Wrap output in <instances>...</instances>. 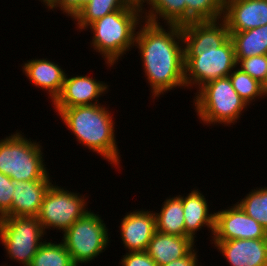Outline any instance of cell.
Listing matches in <instances>:
<instances>
[{"label": "cell", "instance_id": "6da1fadb", "mask_svg": "<svg viewBox=\"0 0 267 266\" xmlns=\"http://www.w3.org/2000/svg\"><path fill=\"white\" fill-rule=\"evenodd\" d=\"M181 30L187 88L195 86L198 90L211 80L229 76L237 67L234 46L223 19L193 21L182 25Z\"/></svg>", "mask_w": 267, "mask_h": 266}, {"label": "cell", "instance_id": "7a4b0ae2", "mask_svg": "<svg viewBox=\"0 0 267 266\" xmlns=\"http://www.w3.org/2000/svg\"><path fill=\"white\" fill-rule=\"evenodd\" d=\"M142 23L136 32L134 46L140 52L142 67L151 86L152 99L176 87L185 89L181 25L166 24L168 27L164 29L165 26L161 23L146 20H142Z\"/></svg>", "mask_w": 267, "mask_h": 266}, {"label": "cell", "instance_id": "3957f363", "mask_svg": "<svg viewBox=\"0 0 267 266\" xmlns=\"http://www.w3.org/2000/svg\"><path fill=\"white\" fill-rule=\"evenodd\" d=\"M107 109L99 103L54 110L82 146L119 167L121 155L115 140V122Z\"/></svg>", "mask_w": 267, "mask_h": 266}, {"label": "cell", "instance_id": "277c9868", "mask_svg": "<svg viewBox=\"0 0 267 266\" xmlns=\"http://www.w3.org/2000/svg\"><path fill=\"white\" fill-rule=\"evenodd\" d=\"M142 19V4L135 0L128 8L107 14L87 27L93 33L91 47L102 55L107 67H113L134 47Z\"/></svg>", "mask_w": 267, "mask_h": 266}, {"label": "cell", "instance_id": "5b68a950", "mask_svg": "<svg viewBox=\"0 0 267 266\" xmlns=\"http://www.w3.org/2000/svg\"><path fill=\"white\" fill-rule=\"evenodd\" d=\"M195 95L193 104L196 115L207 125L234 124L248 106L234 90L229 76L205 83Z\"/></svg>", "mask_w": 267, "mask_h": 266}, {"label": "cell", "instance_id": "8992f818", "mask_svg": "<svg viewBox=\"0 0 267 266\" xmlns=\"http://www.w3.org/2000/svg\"><path fill=\"white\" fill-rule=\"evenodd\" d=\"M21 133L0 140V172L13 181L51 180L42 146Z\"/></svg>", "mask_w": 267, "mask_h": 266}, {"label": "cell", "instance_id": "52a82bcc", "mask_svg": "<svg viewBox=\"0 0 267 266\" xmlns=\"http://www.w3.org/2000/svg\"><path fill=\"white\" fill-rule=\"evenodd\" d=\"M45 233L37 216L0 218V240L11 260L30 266L32 258L44 243ZM43 241V242H42Z\"/></svg>", "mask_w": 267, "mask_h": 266}, {"label": "cell", "instance_id": "ba28073f", "mask_svg": "<svg viewBox=\"0 0 267 266\" xmlns=\"http://www.w3.org/2000/svg\"><path fill=\"white\" fill-rule=\"evenodd\" d=\"M108 228L91 209L63 233L62 243L76 266L94 260L109 246Z\"/></svg>", "mask_w": 267, "mask_h": 266}, {"label": "cell", "instance_id": "9c48e42d", "mask_svg": "<svg viewBox=\"0 0 267 266\" xmlns=\"http://www.w3.org/2000/svg\"><path fill=\"white\" fill-rule=\"evenodd\" d=\"M86 195L70 192L51 184L46 191L37 218L45 233L46 229H56L64 233L80 217L88 212Z\"/></svg>", "mask_w": 267, "mask_h": 266}, {"label": "cell", "instance_id": "30bf717a", "mask_svg": "<svg viewBox=\"0 0 267 266\" xmlns=\"http://www.w3.org/2000/svg\"><path fill=\"white\" fill-rule=\"evenodd\" d=\"M215 213L213 241L265 239L267 230L236 203Z\"/></svg>", "mask_w": 267, "mask_h": 266}, {"label": "cell", "instance_id": "8fae6325", "mask_svg": "<svg viewBox=\"0 0 267 266\" xmlns=\"http://www.w3.org/2000/svg\"><path fill=\"white\" fill-rule=\"evenodd\" d=\"M68 76L65 75L62 90L52 103L54 109L95 105L99 103V97L104 96L108 91L107 83L87 75Z\"/></svg>", "mask_w": 267, "mask_h": 266}, {"label": "cell", "instance_id": "7c38bea8", "mask_svg": "<svg viewBox=\"0 0 267 266\" xmlns=\"http://www.w3.org/2000/svg\"><path fill=\"white\" fill-rule=\"evenodd\" d=\"M222 19L229 32H241L267 24V0H225Z\"/></svg>", "mask_w": 267, "mask_h": 266}, {"label": "cell", "instance_id": "4fadbf2b", "mask_svg": "<svg viewBox=\"0 0 267 266\" xmlns=\"http://www.w3.org/2000/svg\"><path fill=\"white\" fill-rule=\"evenodd\" d=\"M121 220L119 228L125 250L128 252L146 251L157 231L154 212L138 209L128 212Z\"/></svg>", "mask_w": 267, "mask_h": 266}, {"label": "cell", "instance_id": "5bb4252c", "mask_svg": "<svg viewBox=\"0 0 267 266\" xmlns=\"http://www.w3.org/2000/svg\"><path fill=\"white\" fill-rule=\"evenodd\" d=\"M231 266H267V238L212 241Z\"/></svg>", "mask_w": 267, "mask_h": 266}, {"label": "cell", "instance_id": "9a60e30c", "mask_svg": "<svg viewBox=\"0 0 267 266\" xmlns=\"http://www.w3.org/2000/svg\"><path fill=\"white\" fill-rule=\"evenodd\" d=\"M60 67L47 58L31 59L23 63L22 72L33 85L45 90L53 102L62 90L66 75L65 70Z\"/></svg>", "mask_w": 267, "mask_h": 266}, {"label": "cell", "instance_id": "2e32d148", "mask_svg": "<svg viewBox=\"0 0 267 266\" xmlns=\"http://www.w3.org/2000/svg\"><path fill=\"white\" fill-rule=\"evenodd\" d=\"M51 180L14 181L12 216H37Z\"/></svg>", "mask_w": 267, "mask_h": 266}, {"label": "cell", "instance_id": "e0dca14e", "mask_svg": "<svg viewBox=\"0 0 267 266\" xmlns=\"http://www.w3.org/2000/svg\"><path fill=\"white\" fill-rule=\"evenodd\" d=\"M198 189H193L187 196H182L184 211L185 237L196 241V232L208 227L214 233L215 212L209 214L208 200Z\"/></svg>", "mask_w": 267, "mask_h": 266}, {"label": "cell", "instance_id": "ac0fdd59", "mask_svg": "<svg viewBox=\"0 0 267 266\" xmlns=\"http://www.w3.org/2000/svg\"><path fill=\"white\" fill-rule=\"evenodd\" d=\"M195 242L190 237L175 236L156 231L149 242L146 252L162 266L179 258L185 257L194 247Z\"/></svg>", "mask_w": 267, "mask_h": 266}, {"label": "cell", "instance_id": "d6986e66", "mask_svg": "<svg viewBox=\"0 0 267 266\" xmlns=\"http://www.w3.org/2000/svg\"><path fill=\"white\" fill-rule=\"evenodd\" d=\"M147 8L143 7L146 4ZM142 4L143 20L151 23L160 24V19H163L166 24H186V2L185 0H140ZM144 9V10H143ZM145 11V12H144ZM147 11V12H146Z\"/></svg>", "mask_w": 267, "mask_h": 266}, {"label": "cell", "instance_id": "ffe728a7", "mask_svg": "<svg viewBox=\"0 0 267 266\" xmlns=\"http://www.w3.org/2000/svg\"><path fill=\"white\" fill-rule=\"evenodd\" d=\"M236 62L252 56L267 55V24L241 32H229Z\"/></svg>", "mask_w": 267, "mask_h": 266}, {"label": "cell", "instance_id": "44dd1931", "mask_svg": "<svg viewBox=\"0 0 267 266\" xmlns=\"http://www.w3.org/2000/svg\"><path fill=\"white\" fill-rule=\"evenodd\" d=\"M163 203L160 212H154L156 230L164 234L185 236L182 196L166 198Z\"/></svg>", "mask_w": 267, "mask_h": 266}, {"label": "cell", "instance_id": "7402d4cb", "mask_svg": "<svg viewBox=\"0 0 267 266\" xmlns=\"http://www.w3.org/2000/svg\"><path fill=\"white\" fill-rule=\"evenodd\" d=\"M135 0H91L72 18L80 31L107 14L128 8Z\"/></svg>", "mask_w": 267, "mask_h": 266}, {"label": "cell", "instance_id": "603a6c76", "mask_svg": "<svg viewBox=\"0 0 267 266\" xmlns=\"http://www.w3.org/2000/svg\"><path fill=\"white\" fill-rule=\"evenodd\" d=\"M46 241L39 247L30 266H76L62 241Z\"/></svg>", "mask_w": 267, "mask_h": 266}, {"label": "cell", "instance_id": "cb8c5ba5", "mask_svg": "<svg viewBox=\"0 0 267 266\" xmlns=\"http://www.w3.org/2000/svg\"><path fill=\"white\" fill-rule=\"evenodd\" d=\"M186 23L222 19L225 0H185Z\"/></svg>", "mask_w": 267, "mask_h": 266}, {"label": "cell", "instance_id": "d4e9b609", "mask_svg": "<svg viewBox=\"0 0 267 266\" xmlns=\"http://www.w3.org/2000/svg\"><path fill=\"white\" fill-rule=\"evenodd\" d=\"M234 90L249 106L256 98L267 97L264 85L243 72L240 68H235L229 75Z\"/></svg>", "mask_w": 267, "mask_h": 266}, {"label": "cell", "instance_id": "484cf974", "mask_svg": "<svg viewBox=\"0 0 267 266\" xmlns=\"http://www.w3.org/2000/svg\"><path fill=\"white\" fill-rule=\"evenodd\" d=\"M240 201V202H239ZM237 204L267 230V187L251 189Z\"/></svg>", "mask_w": 267, "mask_h": 266}, {"label": "cell", "instance_id": "4316f807", "mask_svg": "<svg viewBox=\"0 0 267 266\" xmlns=\"http://www.w3.org/2000/svg\"><path fill=\"white\" fill-rule=\"evenodd\" d=\"M240 65V66H239ZM237 66L252 78L264 85L267 92V55L252 56L241 59Z\"/></svg>", "mask_w": 267, "mask_h": 266}, {"label": "cell", "instance_id": "83f0119b", "mask_svg": "<svg viewBox=\"0 0 267 266\" xmlns=\"http://www.w3.org/2000/svg\"><path fill=\"white\" fill-rule=\"evenodd\" d=\"M14 181L0 172V218L12 216Z\"/></svg>", "mask_w": 267, "mask_h": 266}, {"label": "cell", "instance_id": "f1b7e54d", "mask_svg": "<svg viewBox=\"0 0 267 266\" xmlns=\"http://www.w3.org/2000/svg\"><path fill=\"white\" fill-rule=\"evenodd\" d=\"M90 1L91 0H48L44 5L46 6L45 8H48V11L59 7L60 10L63 11L62 13L73 18L79 10Z\"/></svg>", "mask_w": 267, "mask_h": 266}, {"label": "cell", "instance_id": "f546056e", "mask_svg": "<svg viewBox=\"0 0 267 266\" xmlns=\"http://www.w3.org/2000/svg\"><path fill=\"white\" fill-rule=\"evenodd\" d=\"M120 264L122 266H158L157 263L144 252H126Z\"/></svg>", "mask_w": 267, "mask_h": 266}, {"label": "cell", "instance_id": "4dcf8cb0", "mask_svg": "<svg viewBox=\"0 0 267 266\" xmlns=\"http://www.w3.org/2000/svg\"><path fill=\"white\" fill-rule=\"evenodd\" d=\"M196 249H192L185 257L171 261L162 266H198V257ZM201 266V265H199Z\"/></svg>", "mask_w": 267, "mask_h": 266}, {"label": "cell", "instance_id": "1f68e13d", "mask_svg": "<svg viewBox=\"0 0 267 266\" xmlns=\"http://www.w3.org/2000/svg\"><path fill=\"white\" fill-rule=\"evenodd\" d=\"M41 1L43 4H45L48 0H39Z\"/></svg>", "mask_w": 267, "mask_h": 266}]
</instances>
